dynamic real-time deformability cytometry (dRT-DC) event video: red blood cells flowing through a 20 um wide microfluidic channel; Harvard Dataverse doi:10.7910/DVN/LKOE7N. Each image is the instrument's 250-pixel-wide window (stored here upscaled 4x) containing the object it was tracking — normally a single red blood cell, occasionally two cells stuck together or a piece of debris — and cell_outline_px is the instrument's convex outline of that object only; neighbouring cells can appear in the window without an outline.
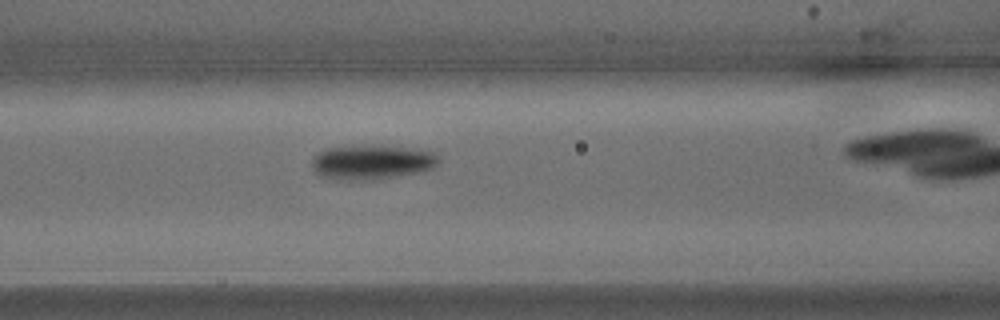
{"species": "common noctule bat (a hibernating species)", "species_latin": "Nyctalus noctula", "temperature_condition": "warm", "stored_images_in_passage": 23, "camera_frame_rate_fps": 3000, "um_per_image_px": 0.085, "animal": {"sex": "male", "body_mass_g": 15.6}, "frame": {"image": 1, "passage_image": 10, "time_ms": 3.0, "image_size_px": [1000, 320], "cell_outline_px": [[440, 160], [432, 168], [424, 172], [372, 180], [336, 180], [320, 176], [312, 168], [312, 156], [316, 152], [328, 148], [368, 144], [428, 148], [436, 152]], "centroid_in_image_um": [31.66, 13.75], "position_along_channel_um": 134.9, "area_um2": 26.65}}
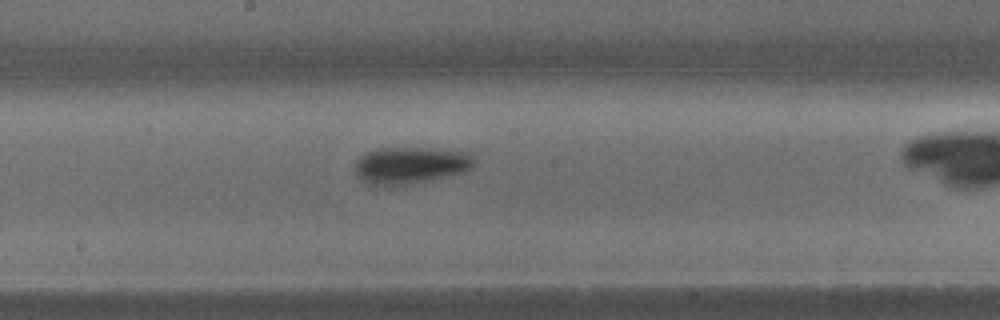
{"frame": {"image": 2, "passage_image": 14, "time_ms": 4.333, "image_size_px": [1000, 320], "cell_outline_px": [[472, 168], [464, 172], [444, 176], [400, 184], [368, 184], [356, 172], [356, 160], [364, 152], [376, 148], [432, 148], [464, 152], [472, 156]], "centroid_in_image_um": [34.85, 14.0], "position_along_channel_um": 213.3, "area_um2": 24.68}}
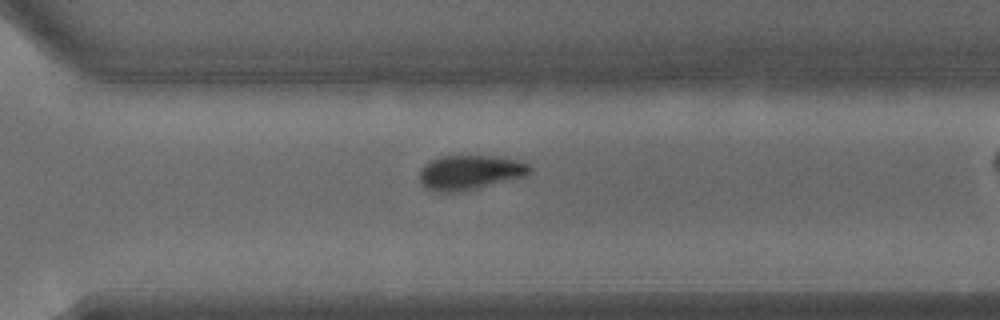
{"frame": {"image": 3, "passage_image": 20, "time_ms": 6.333, "image_size_px": [1000, 320], "cell_outline_px": [[532, 172], [524, 176], [460, 192], [432, 192], [424, 188], [420, 180], [420, 168], [424, 164], [440, 156], [492, 156], [520, 160], [528, 164], [532, 168]], "centroid_in_image_um": [39.91, 14.66], "position_along_channel_um": 330.7, "area_um2": 22.25}}